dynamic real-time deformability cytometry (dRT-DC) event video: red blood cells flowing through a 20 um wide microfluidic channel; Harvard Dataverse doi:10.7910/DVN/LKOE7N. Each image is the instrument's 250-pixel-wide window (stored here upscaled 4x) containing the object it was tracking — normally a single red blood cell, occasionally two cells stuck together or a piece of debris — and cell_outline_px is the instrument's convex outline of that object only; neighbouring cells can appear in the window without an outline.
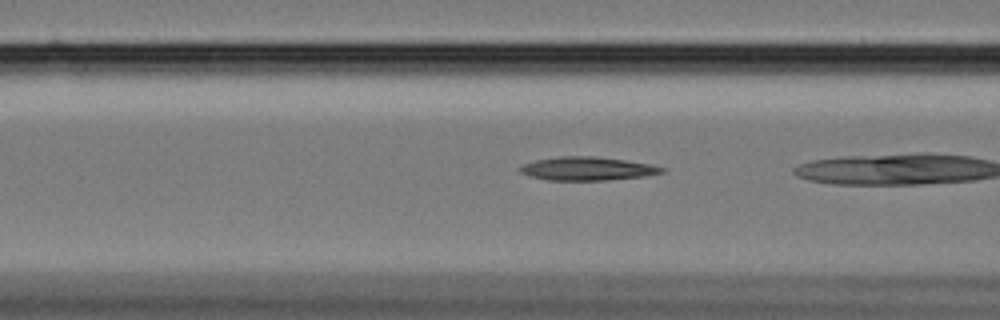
{"species": "Egyptian fruit bat (a non-hibernating species)", "species_latin": "Rousettus aegyptiacus", "temperature_condition": "cold", "stored_images_in_passage": 28, "camera_frame_rate_fps": 3000, "um_per_image_px": 0.085, "animal": {"sex": "female"}, "frame": {"image": 1, "passage_image": 5, "time_ms": 1.333, "image_size_px": [1000, 320], "cell_outline_px": [[664, 172], [644, 176], [608, 180], [548, 180], [532, 176], [520, 172], [516, 168], [524, 164], [536, 160], [560, 156], [596, 156], [624, 160], [648, 164], [664, 168]], "centroid_in_image_um": [49.89, 14.33], "position_along_channel_um": 116.7, "area_um2": 19.19}}